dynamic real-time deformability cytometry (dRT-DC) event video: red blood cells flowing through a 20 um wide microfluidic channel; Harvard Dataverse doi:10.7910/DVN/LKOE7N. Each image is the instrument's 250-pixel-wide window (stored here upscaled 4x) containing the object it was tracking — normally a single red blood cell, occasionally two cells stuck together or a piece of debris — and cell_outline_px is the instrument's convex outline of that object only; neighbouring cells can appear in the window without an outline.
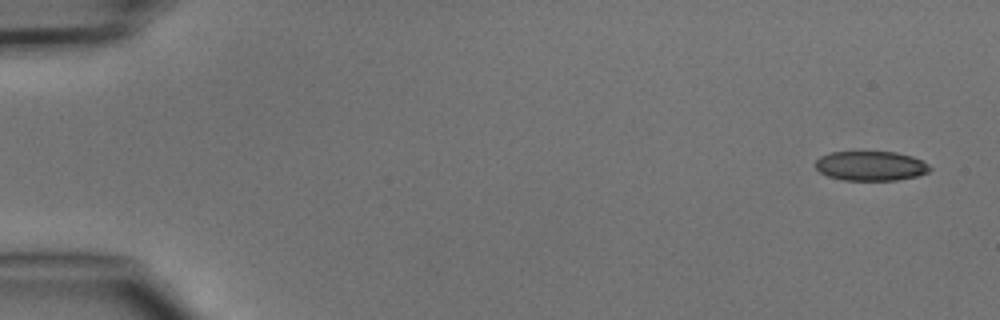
{"species": "common noctule bat (a hibernating species)", "species_latin": "Nyctalus noctula", "temperature_condition": "cold", "stored_images_in_passage": 5, "camera_frame_rate_fps": 3000, "um_per_image_px": 0.085, "animal": {"sex": "male", "body_mass_g": 15.6}, "frame": {"image": 1, "passage_image": 1, "time_ms": 0.0, "image_size_px": [1000, 320], "cell_outline_px": [[932, 168], [928, 172], [916, 176], [896, 180], [844, 180], [828, 176], [820, 172], [816, 168], [816, 160], [820, 156], [832, 152], [896, 152], [912, 156], [928, 164]], "centroid_in_image_um": [74.01, 14.1], "position_along_channel_um": 11.0, "area_um2": 19.59}}
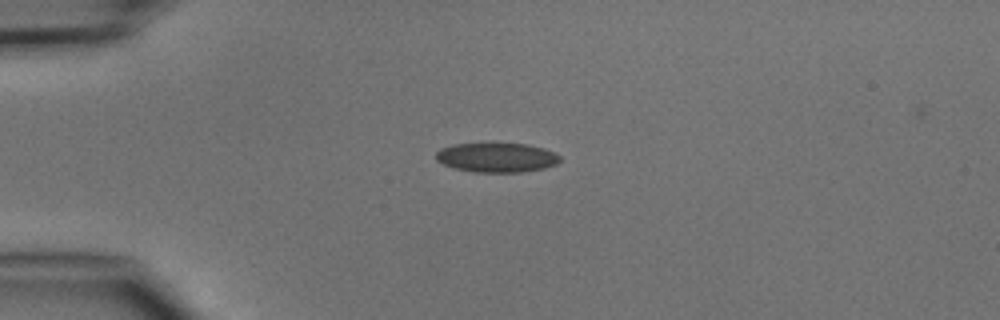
{"frame": {"image": 2, "passage_image": 4, "time_ms": 3.333, "image_size_px": [1000, 320], "cell_outline_px": [[560, 160], [556, 164], [544, 168], [520, 172], [472, 172], [452, 168], [436, 160], [436, 152], [440, 148], [452, 144], [484, 140], [528, 144], [544, 148], [560, 156]], "centroid_in_image_um": [42.15, 13.33], "position_along_channel_um": 42.8, "area_um2": 22.31}}